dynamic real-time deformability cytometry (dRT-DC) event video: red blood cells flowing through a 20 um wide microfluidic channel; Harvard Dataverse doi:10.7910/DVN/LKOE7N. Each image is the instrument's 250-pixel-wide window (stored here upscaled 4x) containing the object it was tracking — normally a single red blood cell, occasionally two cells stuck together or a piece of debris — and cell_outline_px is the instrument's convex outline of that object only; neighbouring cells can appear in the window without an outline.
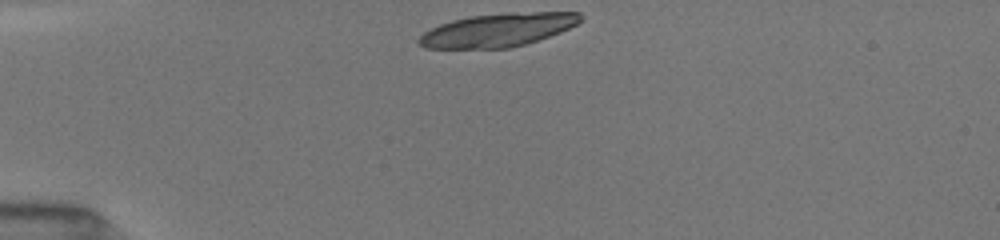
{"species": "common noctule bat (a hibernating species)", "species_latin": "Nyctalus noctula", "temperature_condition": "room temperature", "stored_images_in_passage": 39, "camera_frame_rate_fps": 3000, "um_per_image_px": 0.085, "animal": {"sex": "female", "body_mass_g": 19.5, "forearm_length_mm": 54.1}, "frame": {"image": 1, "passage_image": 1, "time_ms": 0.0, "image_size_px": [1000, 240], "cell_outline_px": [[580, 20], [576, 24], [560, 32], [524, 44], [508, 48], [424, 48], [420, 44], [420, 36], [424, 32], [440, 24], [452, 20], [472, 16], [512, 12], [580, 12]], "centroid_in_image_um": [42.31, 2.54], "position_along_channel_um": 42.7, "area_um2": 30.87}}